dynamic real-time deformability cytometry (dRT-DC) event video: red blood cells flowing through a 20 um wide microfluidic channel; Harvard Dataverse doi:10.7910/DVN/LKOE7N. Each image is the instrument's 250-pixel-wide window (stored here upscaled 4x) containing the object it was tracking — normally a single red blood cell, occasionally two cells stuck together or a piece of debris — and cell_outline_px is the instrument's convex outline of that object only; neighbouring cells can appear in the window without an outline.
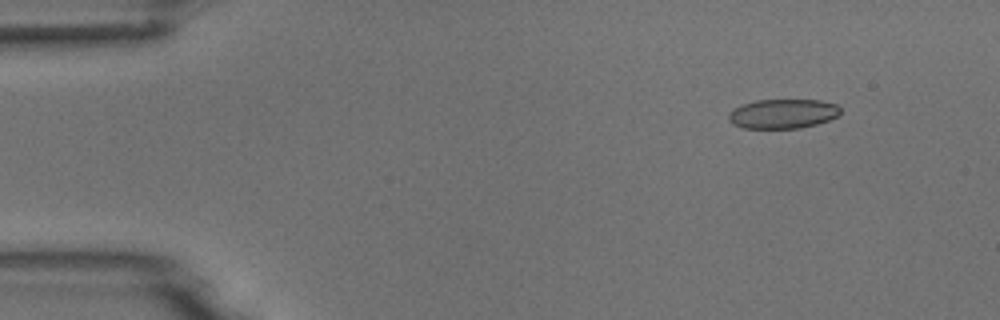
{"species": "common noctule bat (a hibernating species)", "species_latin": "Nyctalus noctula", "temperature_condition": "room temperature", "stored_images_in_passage": 5, "camera_frame_rate_fps": 3000, "um_per_image_px": 0.085, "animal": {"sex": "male", "body_mass_g": 18.8}, "frame": {"image": 1, "passage_image": 2, "time_ms": 1.0, "image_size_px": [1000, 320], "cell_outline_px": [[840, 112], [836, 116], [828, 120], [816, 124], [800, 128], [744, 128], [732, 124], [728, 120], [728, 112], [744, 104], [756, 100], [820, 100], [836, 104], [840, 108]], "centroid_in_image_um": [66.52, 9.67], "position_along_channel_um": 18.5, "area_um2": 19.07}}
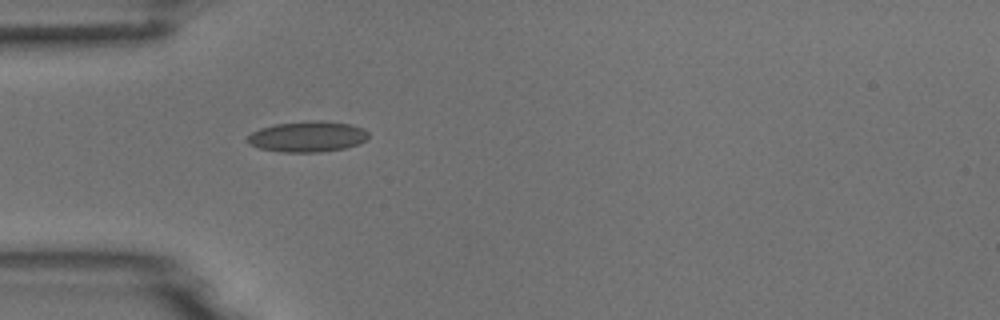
{"frame": {"image": 2, "passage_image": 5, "time_ms": 4.333, "image_size_px": [1000, 320], "cell_outline_px": [[368, 136], [364, 140], [356, 144], [344, 148], [320, 152], [284, 152], [260, 148], [248, 144], [244, 140], [252, 132], [260, 128], [276, 124], [308, 120], [320, 120], [348, 124], [364, 128], [368, 132]], "centroid_in_image_um": [26.1, 11.6], "position_along_channel_um": 58.9, "area_um2": 21.62}}